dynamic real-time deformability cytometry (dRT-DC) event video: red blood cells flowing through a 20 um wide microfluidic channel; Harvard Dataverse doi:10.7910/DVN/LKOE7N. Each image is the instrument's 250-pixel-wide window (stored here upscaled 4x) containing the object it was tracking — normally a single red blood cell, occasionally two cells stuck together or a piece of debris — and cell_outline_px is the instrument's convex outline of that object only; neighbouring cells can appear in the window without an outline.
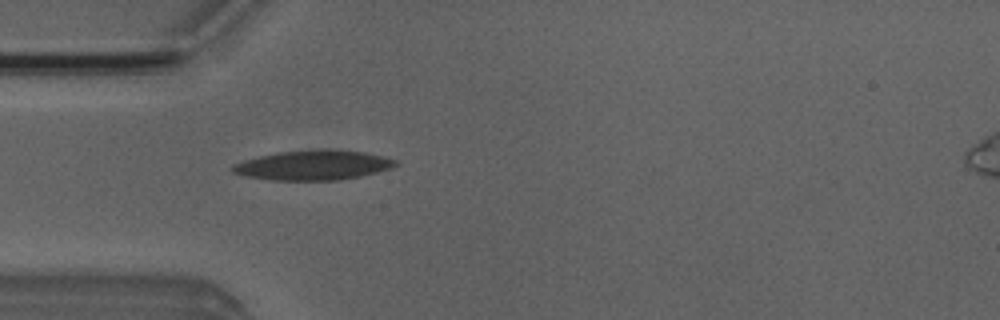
{"species": "Egyptian fruit bat (a non-hibernating species)", "species_latin": "Rousettus aegyptiacus", "temperature_condition": "room temperature", "stored_images_in_passage": 2, "camera_frame_rate_fps": 3000, "um_per_image_px": 0.085, "animal": {"sex": "male"}, "frame": {"image": 1, "passage_image": 2, "time_ms": 1.333, "image_size_px": [1000, 320], "cell_outline_px": [[400, 164], [392, 168], [360, 176], [340, 180], [272, 180], [244, 176], [232, 172], [232, 164], [244, 160], [260, 156], [280, 152], [320, 148], [332, 148], [364, 152], [384, 156], [396, 160]], "centroid_in_image_um": [26.66, 14.02], "position_along_channel_um": 58.3, "area_um2": 28.55}}